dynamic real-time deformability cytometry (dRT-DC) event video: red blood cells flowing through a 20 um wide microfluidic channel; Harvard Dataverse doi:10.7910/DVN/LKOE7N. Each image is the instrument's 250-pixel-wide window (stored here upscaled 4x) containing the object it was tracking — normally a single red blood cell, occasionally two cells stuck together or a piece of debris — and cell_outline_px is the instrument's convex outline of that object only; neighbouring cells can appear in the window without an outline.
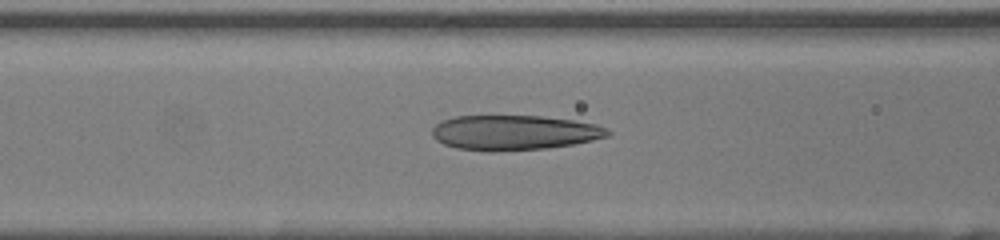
{"species": "human", "species_latin": "Homo sapiens", "temperature_condition": "room temperature", "stored_images_in_passage": 31, "camera_frame_rate_fps": 3000, "um_per_image_px": 0.085, "donor": {"sex": "female"}, "frame": {"image": 1, "passage_image": 12, "time_ms": 3.667, "image_size_px": [1000, 240], "cell_outline_px": [[612, 132], [608, 136], [592, 140], [572, 144], [548, 148], [496, 152], [488, 152], [456, 148], [444, 144], [436, 140], [432, 136], [432, 128], [440, 120], [456, 116], [544, 116], [572, 120], [596, 124], [608, 128]], "centroid_in_image_um": [43.68, 11.28], "position_along_channel_um": 122.9, "area_um2": 36.07}}
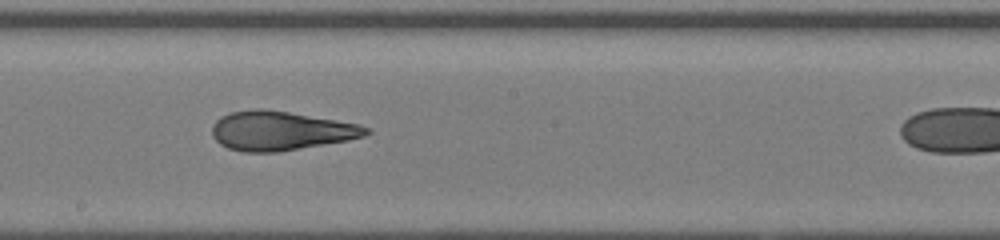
{"frame": {"image": 2, "passage_image": 19, "time_ms": 6.0, "image_size_px": [1000, 240], "cell_outline_px": [[372, 132], [364, 136], [348, 140], [276, 152], [244, 152], [228, 148], [220, 144], [212, 136], [212, 124], [220, 116], [232, 112], [256, 108], [260, 108], [288, 112], [360, 124], [372, 128]], "centroid_in_image_um": [23.85, 11.11], "position_along_channel_um": 224.4, "area_um2": 35.08}}
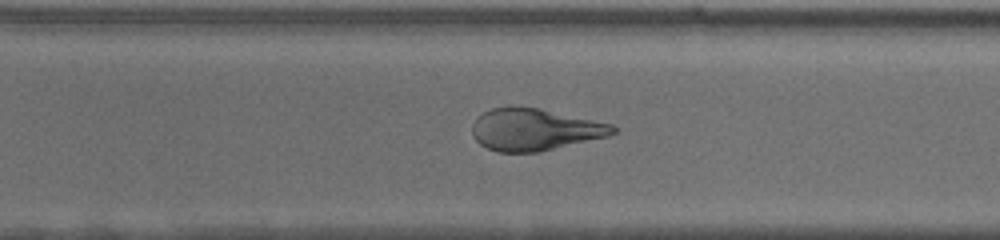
{"frame": {"image": 3, "passage_image": 26, "time_ms": 8.333, "image_size_px": [1000, 240], "cell_outline_px": [[616, 132], [608, 136], [536, 152], [496, 152], [480, 144], [472, 136], [472, 124], [476, 116], [492, 108], [540, 108], [612, 124], [616, 128]], "centroid_in_image_um": [45.42, 11.02], "position_along_channel_um": 325.2, "area_um2": 33.93}}